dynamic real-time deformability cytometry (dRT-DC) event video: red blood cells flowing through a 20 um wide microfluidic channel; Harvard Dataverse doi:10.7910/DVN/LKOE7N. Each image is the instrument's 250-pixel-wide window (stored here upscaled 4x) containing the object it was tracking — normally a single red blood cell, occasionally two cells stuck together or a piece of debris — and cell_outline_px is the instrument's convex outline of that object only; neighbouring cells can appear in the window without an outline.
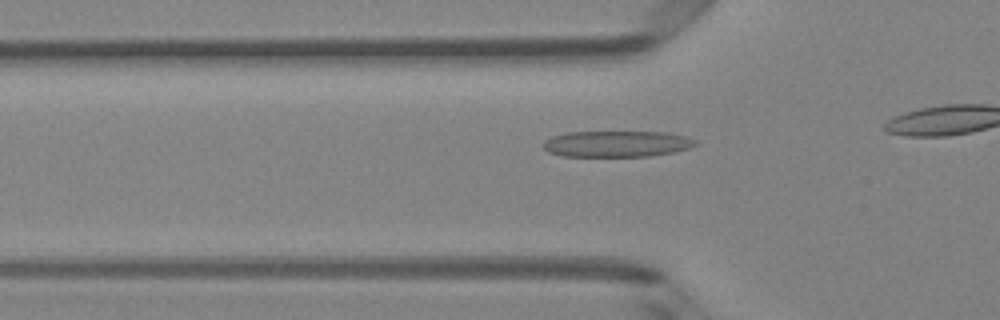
{"species": "Egyptian fruit bat (a non-hibernating species)", "species_latin": "Rousettus aegyptiacus", "temperature_condition": "room temperature", "stored_images_in_passage": 18, "camera_frame_rate_fps": 3000, "um_per_image_px": 0.085, "animal": {"sex": "female"}, "frame": {"image": 1, "passage_image": 13, "time_ms": 4.0, "image_size_px": [1000, 320], "cell_outline_px": [[696, 144], [688, 148], [672, 152], [648, 156], [564, 156], [548, 152], [544, 148], [544, 140], [552, 136], [568, 132], [664, 132], [684, 136], [696, 140]], "centroid_in_image_um": [52.39, 12.22], "position_along_channel_um": 73.4, "area_um2": 22.95}}
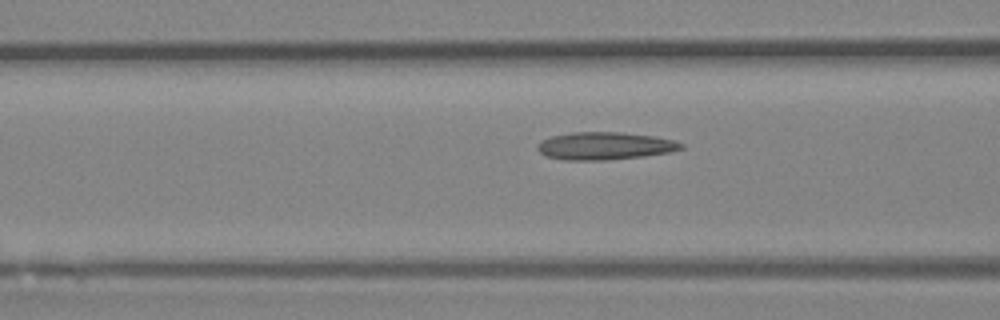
{"frame": {"image": 2, "passage_image": 16, "time_ms": 5.0, "image_size_px": [1000, 320], "cell_outline_px": [[684, 148], [668, 152], [644, 156], [604, 160], [564, 160], [544, 156], [536, 148], [536, 144], [540, 140], [552, 136], [572, 132], [620, 132], [652, 136], [676, 140], [684, 144]], "centroid_in_image_um": [51.37, 12.4], "position_along_channel_um": 115.2, "area_um2": 23.24}}